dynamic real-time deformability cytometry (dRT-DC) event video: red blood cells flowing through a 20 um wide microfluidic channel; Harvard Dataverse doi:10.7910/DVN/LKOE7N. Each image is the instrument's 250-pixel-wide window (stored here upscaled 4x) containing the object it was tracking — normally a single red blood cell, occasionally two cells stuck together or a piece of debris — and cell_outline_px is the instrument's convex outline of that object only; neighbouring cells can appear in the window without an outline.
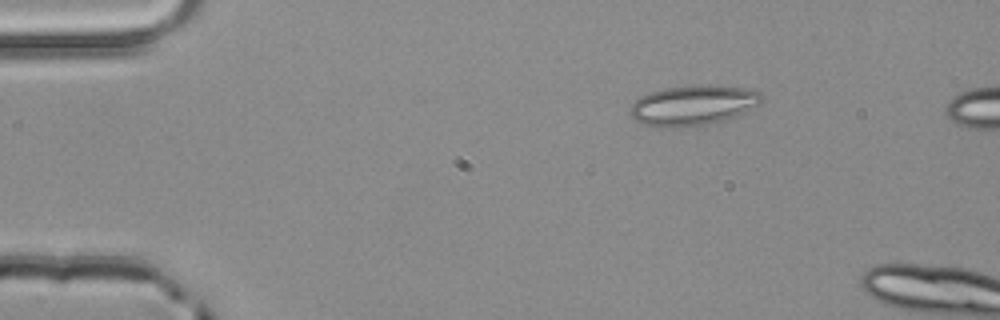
{"species": "common noctule bat (a hibernating species)", "species_latin": "Nyctalus noctula", "temperature_condition": "room temperature", "stored_images_in_passage": 3, "camera_frame_rate_fps": 3000, "um_per_image_px": 0.085, "animal": {"sex": "male", "body_mass_g": 20.4}, "frame": {"image": 1, "passage_image": 2, "time_ms": 0.333, "image_size_px": [1000, 320], "cell_outline_px": [[764, 100], [760, 104], [724, 120], [708, 124], [684, 128], [656, 128], [644, 124], [636, 120], [632, 116], [632, 104], [640, 96], [648, 92], [664, 88], [692, 84], [712, 84], [744, 88], [760, 92], [764, 96]], "centroid_in_image_um": [58.91, 8.94], "position_along_channel_um": 26.1, "area_um2": 31.15}}